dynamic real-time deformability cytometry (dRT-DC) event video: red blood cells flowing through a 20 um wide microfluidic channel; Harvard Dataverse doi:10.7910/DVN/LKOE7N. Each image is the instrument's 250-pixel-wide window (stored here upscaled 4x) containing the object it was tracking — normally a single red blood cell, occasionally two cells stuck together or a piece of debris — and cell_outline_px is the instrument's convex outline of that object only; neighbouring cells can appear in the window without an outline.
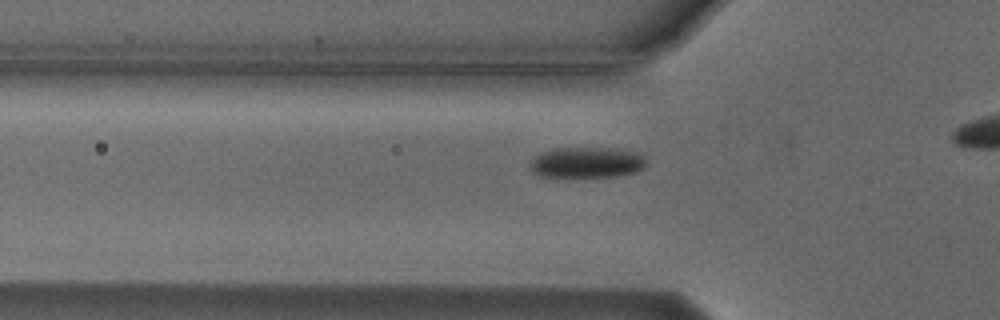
{"species": "Egyptian fruit bat (a non-hibernating species)", "species_latin": "Rousettus aegyptiacus", "temperature_condition": "cold", "stored_images_in_passage": 29, "camera_frame_rate_fps": 3000, "um_per_image_px": 0.085, "animal": {"sex": "male"}, "frame": {"image": 1, "passage_image": 13, "time_ms": 4.0, "image_size_px": [1000, 320], "cell_outline_px": [[648, 164], [636, 172], [616, 176], [540, 176], [532, 172], [528, 168], [532, 160], [540, 152], [552, 148], [620, 148], [640, 152], [644, 156]], "centroid_in_image_um": [49.91, 13.79], "position_along_channel_um": 75.9, "area_um2": 21.1}}
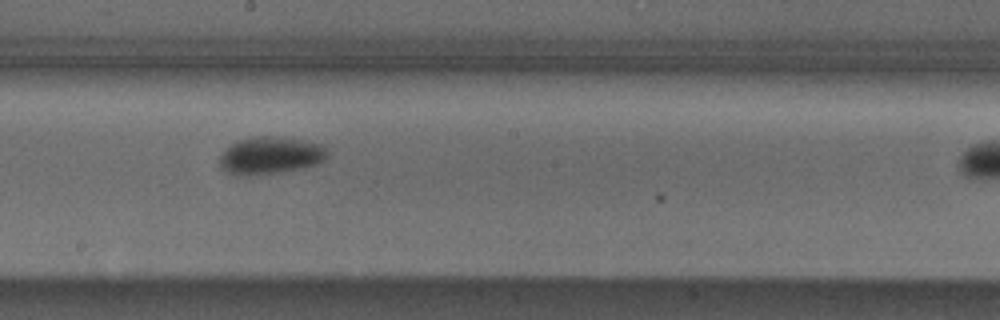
{"frame": {"image": 2, "passage_image": 25, "time_ms": 8.0, "image_size_px": [1000, 320], "cell_outline_px": [[328, 156], [324, 160], [316, 164], [304, 168], [280, 172], [244, 176], [228, 172], [220, 168], [220, 156], [236, 140], [252, 136], [276, 136], [304, 140], [320, 144], [328, 148]], "centroid_in_image_um": [23.01, 13.2], "position_along_channel_um": 225.2, "area_um2": 23.58}}
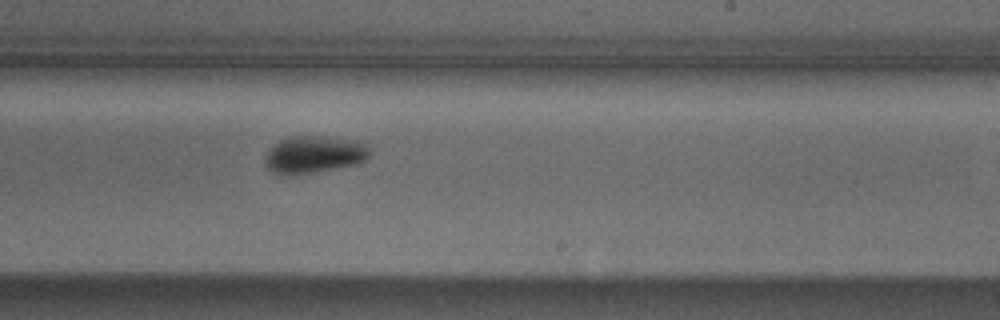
{"frame": {"image": 3, "passage_image": 28, "time_ms": 9.0, "image_size_px": [1000, 320], "cell_outline_px": [[372, 152], [364, 160], [356, 164], [312, 172], [272, 172], [268, 168], [268, 152], [280, 140], [288, 136], [324, 136], [352, 140], [364, 144]], "centroid_in_image_um": [26.77, 13.08], "position_along_channel_um": 262.2, "area_um2": 21.62}}